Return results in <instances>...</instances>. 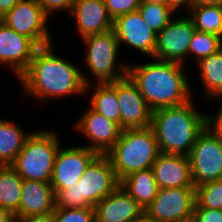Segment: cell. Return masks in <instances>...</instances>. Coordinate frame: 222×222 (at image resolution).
Returning <instances> with one entry per match:
<instances>
[{
  "mask_svg": "<svg viewBox=\"0 0 222 222\" xmlns=\"http://www.w3.org/2000/svg\"><path fill=\"white\" fill-rule=\"evenodd\" d=\"M52 45L36 49L27 70L18 78L23 91L42 101L87 93L92 88L90 78L74 63L55 54Z\"/></svg>",
  "mask_w": 222,
  "mask_h": 222,
  "instance_id": "6da1fadb",
  "label": "cell"
},
{
  "mask_svg": "<svg viewBox=\"0 0 222 222\" xmlns=\"http://www.w3.org/2000/svg\"><path fill=\"white\" fill-rule=\"evenodd\" d=\"M154 60L141 65L129 63L127 71V76L137 86L149 108L155 111L179 106L193 99L183 64Z\"/></svg>",
  "mask_w": 222,
  "mask_h": 222,
  "instance_id": "7a4b0ae2",
  "label": "cell"
},
{
  "mask_svg": "<svg viewBox=\"0 0 222 222\" xmlns=\"http://www.w3.org/2000/svg\"><path fill=\"white\" fill-rule=\"evenodd\" d=\"M192 99L182 105L152 112L151 128L161 153L189 156L206 127V113L198 112Z\"/></svg>",
  "mask_w": 222,
  "mask_h": 222,
  "instance_id": "3957f363",
  "label": "cell"
},
{
  "mask_svg": "<svg viewBox=\"0 0 222 222\" xmlns=\"http://www.w3.org/2000/svg\"><path fill=\"white\" fill-rule=\"evenodd\" d=\"M119 185L108 157L98 155L78 182L70 188L54 189L56 208H93Z\"/></svg>",
  "mask_w": 222,
  "mask_h": 222,
  "instance_id": "277c9868",
  "label": "cell"
},
{
  "mask_svg": "<svg viewBox=\"0 0 222 222\" xmlns=\"http://www.w3.org/2000/svg\"><path fill=\"white\" fill-rule=\"evenodd\" d=\"M151 127L122 130L120 138L105 154L120 182L133 172L152 168L160 154Z\"/></svg>",
  "mask_w": 222,
  "mask_h": 222,
  "instance_id": "5b68a950",
  "label": "cell"
},
{
  "mask_svg": "<svg viewBox=\"0 0 222 222\" xmlns=\"http://www.w3.org/2000/svg\"><path fill=\"white\" fill-rule=\"evenodd\" d=\"M61 144L51 130H36L26 138L22 150L10 165L23 179L50 182Z\"/></svg>",
  "mask_w": 222,
  "mask_h": 222,
  "instance_id": "8992f818",
  "label": "cell"
},
{
  "mask_svg": "<svg viewBox=\"0 0 222 222\" xmlns=\"http://www.w3.org/2000/svg\"><path fill=\"white\" fill-rule=\"evenodd\" d=\"M82 42L87 47L85 64L97 83L113 82L127 76L128 64L117 61L120 45L113 29L84 37ZM117 65L119 69L115 67Z\"/></svg>",
  "mask_w": 222,
  "mask_h": 222,
  "instance_id": "52a82bcc",
  "label": "cell"
},
{
  "mask_svg": "<svg viewBox=\"0 0 222 222\" xmlns=\"http://www.w3.org/2000/svg\"><path fill=\"white\" fill-rule=\"evenodd\" d=\"M189 159L195 187L222 179V141L207 127L197 137Z\"/></svg>",
  "mask_w": 222,
  "mask_h": 222,
  "instance_id": "ba28073f",
  "label": "cell"
},
{
  "mask_svg": "<svg viewBox=\"0 0 222 222\" xmlns=\"http://www.w3.org/2000/svg\"><path fill=\"white\" fill-rule=\"evenodd\" d=\"M49 16L35 0H19L0 18L5 25L30 38L38 47L53 44L47 20Z\"/></svg>",
  "mask_w": 222,
  "mask_h": 222,
  "instance_id": "9c48e42d",
  "label": "cell"
},
{
  "mask_svg": "<svg viewBox=\"0 0 222 222\" xmlns=\"http://www.w3.org/2000/svg\"><path fill=\"white\" fill-rule=\"evenodd\" d=\"M195 187L158 189L144 213L157 222H176L193 216Z\"/></svg>",
  "mask_w": 222,
  "mask_h": 222,
  "instance_id": "30bf717a",
  "label": "cell"
},
{
  "mask_svg": "<svg viewBox=\"0 0 222 222\" xmlns=\"http://www.w3.org/2000/svg\"><path fill=\"white\" fill-rule=\"evenodd\" d=\"M194 32L195 27L189 16L173 18L157 34L153 58L184 64Z\"/></svg>",
  "mask_w": 222,
  "mask_h": 222,
  "instance_id": "8fae6325",
  "label": "cell"
},
{
  "mask_svg": "<svg viewBox=\"0 0 222 222\" xmlns=\"http://www.w3.org/2000/svg\"><path fill=\"white\" fill-rule=\"evenodd\" d=\"M116 93L120 107V127L122 130L151 126L153 111L128 76L116 80Z\"/></svg>",
  "mask_w": 222,
  "mask_h": 222,
  "instance_id": "7c38bea8",
  "label": "cell"
},
{
  "mask_svg": "<svg viewBox=\"0 0 222 222\" xmlns=\"http://www.w3.org/2000/svg\"><path fill=\"white\" fill-rule=\"evenodd\" d=\"M99 154L84 146L59 148L54 162L51 185L53 189H66L81 179L88 165Z\"/></svg>",
  "mask_w": 222,
  "mask_h": 222,
  "instance_id": "4fadbf2b",
  "label": "cell"
},
{
  "mask_svg": "<svg viewBox=\"0 0 222 222\" xmlns=\"http://www.w3.org/2000/svg\"><path fill=\"white\" fill-rule=\"evenodd\" d=\"M77 120L76 130L91 141L86 147L99 155H105L120 138L121 127L95 112L90 106Z\"/></svg>",
  "mask_w": 222,
  "mask_h": 222,
  "instance_id": "5bb4252c",
  "label": "cell"
},
{
  "mask_svg": "<svg viewBox=\"0 0 222 222\" xmlns=\"http://www.w3.org/2000/svg\"><path fill=\"white\" fill-rule=\"evenodd\" d=\"M112 29L119 45L124 43L153 58L157 33L146 24L138 10L116 17Z\"/></svg>",
  "mask_w": 222,
  "mask_h": 222,
  "instance_id": "9a60e30c",
  "label": "cell"
},
{
  "mask_svg": "<svg viewBox=\"0 0 222 222\" xmlns=\"http://www.w3.org/2000/svg\"><path fill=\"white\" fill-rule=\"evenodd\" d=\"M38 46L0 21V66L9 65L19 78L28 68Z\"/></svg>",
  "mask_w": 222,
  "mask_h": 222,
  "instance_id": "2e32d148",
  "label": "cell"
},
{
  "mask_svg": "<svg viewBox=\"0 0 222 222\" xmlns=\"http://www.w3.org/2000/svg\"><path fill=\"white\" fill-rule=\"evenodd\" d=\"M96 222H136L144 209L119 185L94 207Z\"/></svg>",
  "mask_w": 222,
  "mask_h": 222,
  "instance_id": "e0dca14e",
  "label": "cell"
},
{
  "mask_svg": "<svg viewBox=\"0 0 222 222\" xmlns=\"http://www.w3.org/2000/svg\"><path fill=\"white\" fill-rule=\"evenodd\" d=\"M151 169L158 189L195 187L189 156L160 153Z\"/></svg>",
  "mask_w": 222,
  "mask_h": 222,
  "instance_id": "ac0fdd59",
  "label": "cell"
},
{
  "mask_svg": "<svg viewBox=\"0 0 222 222\" xmlns=\"http://www.w3.org/2000/svg\"><path fill=\"white\" fill-rule=\"evenodd\" d=\"M81 39L112 30L113 19L103 0H75L71 9Z\"/></svg>",
  "mask_w": 222,
  "mask_h": 222,
  "instance_id": "d6986e66",
  "label": "cell"
},
{
  "mask_svg": "<svg viewBox=\"0 0 222 222\" xmlns=\"http://www.w3.org/2000/svg\"><path fill=\"white\" fill-rule=\"evenodd\" d=\"M56 197L50 182L23 179L21 197L15 219L55 211Z\"/></svg>",
  "mask_w": 222,
  "mask_h": 222,
  "instance_id": "ffe728a7",
  "label": "cell"
},
{
  "mask_svg": "<svg viewBox=\"0 0 222 222\" xmlns=\"http://www.w3.org/2000/svg\"><path fill=\"white\" fill-rule=\"evenodd\" d=\"M120 186L145 210L158 192L152 169L133 172L120 181Z\"/></svg>",
  "mask_w": 222,
  "mask_h": 222,
  "instance_id": "44dd1931",
  "label": "cell"
},
{
  "mask_svg": "<svg viewBox=\"0 0 222 222\" xmlns=\"http://www.w3.org/2000/svg\"><path fill=\"white\" fill-rule=\"evenodd\" d=\"M30 134L25 133L14 121L0 118V166L14 162Z\"/></svg>",
  "mask_w": 222,
  "mask_h": 222,
  "instance_id": "7402d4cb",
  "label": "cell"
},
{
  "mask_svg": "<svg viewBox=\"0 0 222 222\" xmlns=\"http://www.w3.org/2000/svg\"><path fill=\"white\" fill-rule=\"evenodd\" d=\"M95 85L89 106L98 114L105 116L108 120L120 126V107L116 93V81L106 83L96 82Z\"/></svg>",
  "mask_w": 222,
  "mask_h": 222,
  "instance_id": "603a6c76",
  "label": "cell"
},
{
  "mask_svg": "<svg viewBox=\"0 0 222 222\" xmlns=\"http://www.w3.org/2000/svg\"><path fill=\"white\" fill-rule=\"evenodd\" d=\"M23 178L10 166H0V207L13 215L18 211Z\"/></svg>",
  "mask_w": 222,
  "mask_h": 222,
  "instance_id": "cb8c5ba5",
  "label": "cell"
},
{
  "mask_svg": "<svg viewBox=\"0 0 222 222\" xmlns=\"http://www.w3.org/2000/svg\"><path fill=\"white\" fill-rule=\"evenodd\" d=\"M196 64L206 91L205 95L222 99V49Z\"/></svg>",
  "mask_w": 222,
  "mask_h": 222,
  "instance_id": "d4e9b609",
  "label": "cell"
},
{
  "mask_svg": "<svg viewBox=\"0 0 222 222\" xmlns=\"http://www.w3.org/2000/svg\"><path fill=\"white\" fill-rule=\"evenodd\" d=\"M186 14L191 18L196 31L222 37L221 5H194Z\"/></svg>",
  "mask_w": 222,
  "mask_h": 222,
  "instance_id": "484cf974",
  "label": "cell"
},
{
  "mask_svg": "<svg viewBox=\"0 0 222 222\" xmlns=\"http://www.w3.org/2000/svg\"><path fill=\"white\" fill-rule=\"evenodd\" d=\"M222 49V37L210 33L196 31L192 35L189 56L194 55L196 62L217 53Z\"/></svg>",
  "mask_w": 222,
  "mask_h": 222,
  "instance_id": "4316f807",
  "label": "cell"
},
{
  "mask_svg": "<svg viewBox=\"0 0 222 222\" xmlns=\"http://www.w3.org/2000/svg\"><path fill=\"white\" fill-rule=\"evenodd\" d=\"M146 24L157 34L173 19L175 13L168 5L140 4L137 9Z\"/></svg>",
  "mask_w": 222,
  "mask_h": 222,
  "instance_id": "83f0119b",
  "label": "cell"
},
{
  "mask_svg": "<svg viewBox=\"0 0 222 222\" xmlns=\"http://www.w3.org/2000/svg\"><path fill=\"white\" fill-rule=\"evenodd\" d=\"M195 202L199 207L222 210V179L196 186Z\"/></svg>",
  "mask_w": 222,
  "mask_h": 222,
  "instance_id": "f1b7e54d",
  "label": "cell"
},
{
  "mask_svg": "<svg viewBox=\"0 0 222 222\" xmlns=\"http://www.w3.org/2000/svg\"><path fill=\"white\" fill-rule=\"evenodd\" d=\"M55 222H95L94 208H55Z\"/></svg>",
  "mask_w": 222,
  "mask_h": 222,
  "instance_id": "f546056e",
  "label": "cell"
},
{
  "mask_svg": "<svg viewBox=\"0 0 222 222\" xmlns=\"http://www.w3.org/2000/svg\"><path fill=\"white\" fill-rule=\"evenodd\" d=\"M104 2L109 15L114 20L120 15L136 11L141 0H104Z\"/></svg>",
  "mask_w": 222,
  "mask_h": 222,
  "instance_id": "4dcf8cb0",
  "label": "cell"
},
{
  "mask_svg": "<svg viewBox=\"0 0 222 222\" xmlns=\"http://www.w3.org/2000/svg\"><path fill=\"white\" fill-rule=\"evenodd\" d=\"M49 16L57 11L71 12L75 0H35Z\"/></svg>",
  "mask_w": 222,
  "mask_h": 222,
  "instance_id": "1f68e13d",
  "label": "cell"
},
{
  "mask_svg": "<svg viewBox=\"0 0 222 222\" xmlns=\"http://www.w3.org/2000/svg\"><path fill=\"white\" fill-rule=\"evenodd\" d=\"M193 217L196 222H222V210L194 206Z\"/></svg>",
  "mask_w": 222,
  "mask_h": 222,
  "instance_id": "d6a6232c",
  "label": "cell"
},
{
  "mask_svg": "<svg viewBox=\"0 0 222 222\" xmlns=\"http://www.w3.org/2000/svg\"><path fill=\"white\" fill-rule=\"evenodd\" d=\"M218 110L215 115L206 114V127L222 141V104Z\"/></svg>",
  "mask_w": 222,
  "mask_h": 222,
  "instance_id": "836d02e7",
  "label": "cell"
},
{
  "mask_svg": "<svg viewBox=\"0 0 222 222\" xmlns=\"http://www.w3.org/2000/svg\"><path fill=\"white\" fill-rule=\"evenodd\" d=\"M19 222H55V211L17 219Z\"/></svg>",
  "mask_w": 222,
  "mask_h": 222,
  "instance_id": "e575fe53",
  "label": "cell"
},
{
  "mask_svg": "<svg viewBox=\"0 0 222 222\" xmlns=\"http://www.w3.org/2000/svg\"><path fill=\"white\" fill-rule=\"evenodd\" d=\"M167 5L176 12L178 9L184 6V9L187 13L195 5V0H167Z\"/></svg>",
  "mask_w": 222,
  "mask_h": 222,
  "instance_id": "d590c367",
  "label": "cell"
},
{
  "mask_svg": "<svg viewBox=\"0 0 222 222\" xmlns=\"http://www.w3.org/2000/svg\"><path fill=\"white\" fill-rule=\"evenodd\" d=\"M19 0H0V18L9 12Z\"/></svg>",
  "mask_w": 222,
  "mask_h": 222,
  "instance_id": "8d00e7d4",
  "label": "cell"
},
{
  "mask_svg": "<svg viewBox=\"0 0 222 222\" xmlns=\"http://www.w3.org/2000/svg\"><path fill=\"white\" fill-rule=\"evenodd\" d=\"M14 215L8 210L0 207V222H13Z\"/></svg>",
  "mask_w": 222,
  "mask_h": 222,
  "instance_id": "74e56055",
  "label": "cell"
},
{
  "mask_svg": "<svg viewBox=\"0 0 222 222\" xmlns=\"http://www.w3.org/2000/svg\"><path fill=\"white\" fill-rule=\"evenodd\" d=\"M195 5H221L222 0H195Z\"/></svg>",
  "mask_w": 222,
  "mask_h": 222,
  "instance_id": "f35d334b",
  "label": "cell"
},
{
  "mask_svg": "<svg viewBox=\"0 0 222 222\" xmlns=\"http://www.w3.org/2000/svg\"><path fill=\"white\" fill-rule=\"evenodd\" d=\"M159 4V5H167V0H141L140 4Z\"/></svg>",
  "mask_w": 222,
  "mask_h": 222,
  "instance_id": "ab89813d",
  "label": "cell"
},
{
  "mask_svg": "<svg viewBox=\"0 0 222 222\" xmlns=\"http://www.w3.org/2000/svg\"><path fill=\"white\" fill-rule=\"evenodd\" d=\"M136 222H157L153 219H150L145 213L136 221Z\"/></svg>",
  "mask_w": 222,
  "mask_h": 222,
  "instance_id": "60d3db41",
  "label": "cell"
},
{
  "mask_svg": "<svg viewBox=\"0 0 222 222\" xmlns=\"http://www.w3.org/2000/svg\"><path fill=\"white\" fill-rule=\"evenodd\" d=\"M176 222H196L195 218L192 216L190 218L184 219V220H179Z\"/></svg>",
  "mask_w": 222,
  "mask_h": 222,
  "instance_id": "b9f144b4",
  "label": "cell"
}]
</instances>
